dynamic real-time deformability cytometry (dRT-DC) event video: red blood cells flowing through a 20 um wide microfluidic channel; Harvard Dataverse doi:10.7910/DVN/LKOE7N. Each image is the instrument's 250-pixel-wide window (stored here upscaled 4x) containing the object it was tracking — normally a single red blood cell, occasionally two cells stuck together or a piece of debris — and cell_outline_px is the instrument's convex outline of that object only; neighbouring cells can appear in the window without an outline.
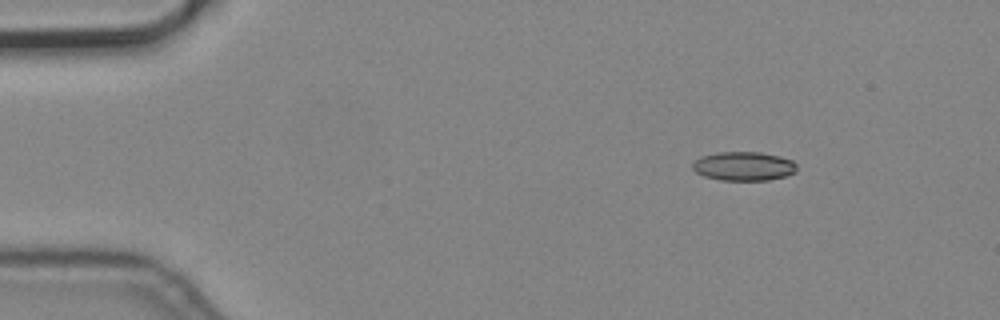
{"species": "common noctule bat (a hibernating species)", "species_latin": "Nyctalus noctula", "temperature_condition": "cold", "stored_images_in_passage": 4, "camera_frame_rate_fps": 3000, "um_per_image_px": 0.085, "animal": {"sex": "male", "body_mass_g": 19.2, "forearm_length_mm": 51.8}, "frame": {"image": 1, "passage_image": 2, "time_ms": 0.333, "image_size_px": [1000, 320], "cell_outline_px": [[796, 172], [784, 176], [768, 180], [720, 180], [704, 176], [696, 172], [692, 168], [692, 164], [700, 156], [716, 152], [760, 152], [780, 156], [792, 160], [796, 164]], "centroid_in_image_um": [63.2, 14.12], "position_along_channel_um": 21.8, "area_um2": 17.63}}
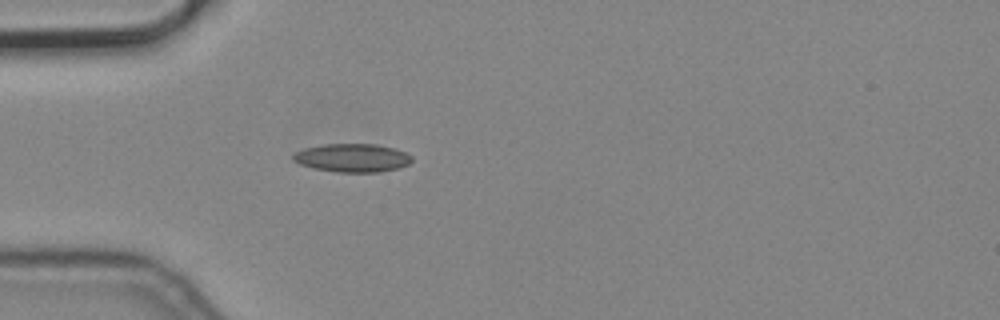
{"frame": {"image": 2, "passage_image": 4, "time_ms": 1.0, "image_size_px": [1000, 320], "cell_outline_px": [[412, 160], [408, 164], [400, 168], [380, 172], [336, 172], [316, 168], [300, 164], [292, 160], [292, 156], [296, 152], [304, 148], [324, 144], [376, 144], [396, 148], [412, 156]], "centroid_in_image_um": [29.97, 13.41], "position_along_channel_um": 55.0, "area_um2": 19.65}}